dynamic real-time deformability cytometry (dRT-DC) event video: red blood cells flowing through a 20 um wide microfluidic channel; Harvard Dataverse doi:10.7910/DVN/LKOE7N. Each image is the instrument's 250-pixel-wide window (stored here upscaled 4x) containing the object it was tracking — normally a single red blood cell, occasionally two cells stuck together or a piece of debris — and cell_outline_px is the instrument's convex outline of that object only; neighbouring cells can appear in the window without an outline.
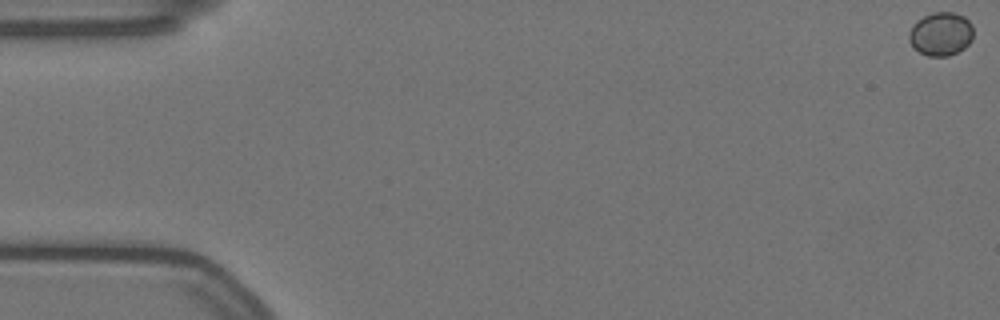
{"species": "Egyptian fruit bat (a non-hibernating species)", "species_latin": "Rousettus aegyptiacus", "temperature_condition": "warm", "stored_images_in_passage": 52, "camera_frame_rate_fps": 3000, "um_per_image_px": 0.085, "animal": {"sex": "female"}, "frame": {"image": 1, "passage_image": 1, "time_ms": 0.0, "image_size_px": [1000, 320], "cell_outline_px": [[972, 40], [964, 48], [948, 56], [928, 56], [912, 48], [908, 40], [908, 32], [912, 24], [916, 20], [932, 12], [952, 12], [964, 16], [972, 24]], "centroid_in_image_um": [79.93, 2.88], "position_along_channel_um": 5.1, "area_um2": 16.53}}
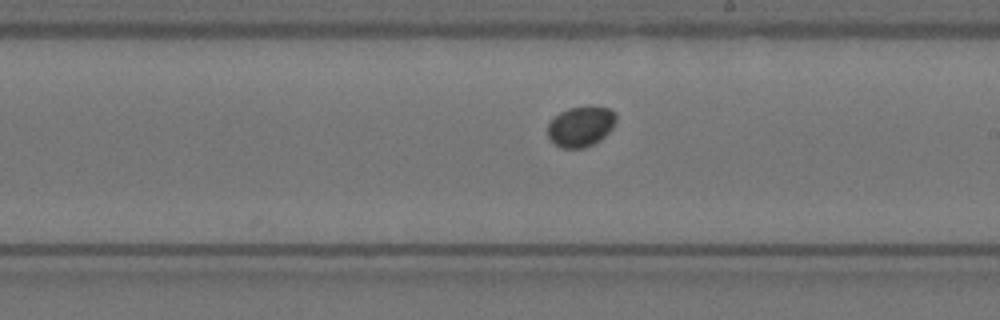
{"frame": {"image": 2, "passage_image": 34, "time_ms": 11.0, "image_size_px": [1000, 320], "cell_outline_px": [[616, 120], [612, 128], [600, 140], [584, 148], [560, 148], [548, 140], [548, 124], [560, 112], [568, 108], [588, 104], [608, 108], [616, 112]], "centroid_in_image_um": [49.36, 10.72], "position_along_channel_um": 239.6, "area_um2": 16.42}}
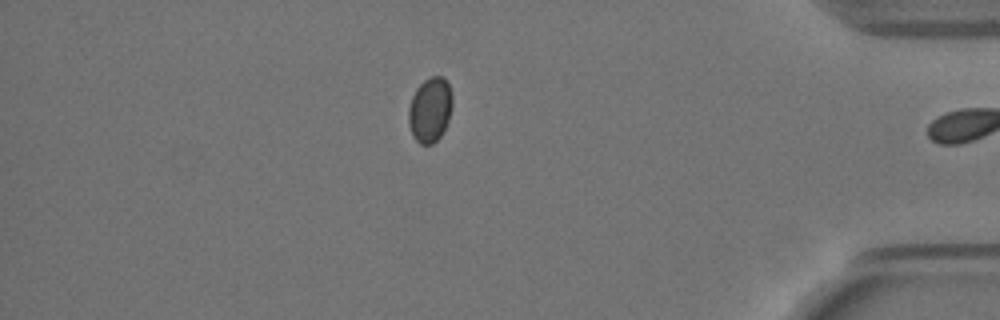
{"frame": {"image": 3, "passage_image": 51, "time_ms": 16.667, "image_size_px": [1000, 320], "cell_outline_px": [[452, 108], [448, 120], [440, 136], [432, 144], [420, 144], [412, 136], [408, 124], [408, 108], [412, 96], [416, 88], [424, 80], [432, 76], [444, 76], [448, 84], [452, 96]], "centroid_in_image_um": [36.53, 9.32], "position_along_channel_um": 398.7, "area_um2": 16.65}}